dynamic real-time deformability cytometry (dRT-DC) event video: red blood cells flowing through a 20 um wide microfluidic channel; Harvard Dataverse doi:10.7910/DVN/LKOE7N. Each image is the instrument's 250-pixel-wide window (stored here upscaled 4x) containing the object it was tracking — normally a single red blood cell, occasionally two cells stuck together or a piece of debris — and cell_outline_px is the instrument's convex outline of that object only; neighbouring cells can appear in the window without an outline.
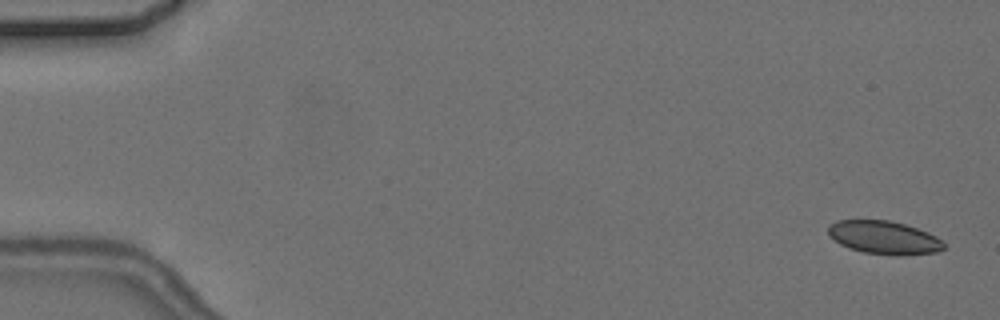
{"species": "common noctule bat (a hibernating species)", "species_latin": "Nyctalus noctula", "temperature_condition": "cold", "stored_images_in_passage": 6, "camera_frame_rate_fps": 3000, "um_per_image_px": 0.085, "animal": {"sex": "female", "body_mass_g": 24.6, "forearm_length_mm": 56.2}, "frame": {"image": 1, "passage_image": 1, "time_ms": 0.0, "image_size_px": [1000, 320], "cell_outline_px": [[944, 248], [936, 252], [900, 256], [864, 252], [848, 248], [840, 244], [828, 236], [828, 228], [836, 220], [888, 220], [904, 224], [928, 232], [936, 236], [944, 244]], "centroid_in_image_um": [75.12, 20.19], "position_along_channel_um": 9.9, "area_um2": 22.31}}